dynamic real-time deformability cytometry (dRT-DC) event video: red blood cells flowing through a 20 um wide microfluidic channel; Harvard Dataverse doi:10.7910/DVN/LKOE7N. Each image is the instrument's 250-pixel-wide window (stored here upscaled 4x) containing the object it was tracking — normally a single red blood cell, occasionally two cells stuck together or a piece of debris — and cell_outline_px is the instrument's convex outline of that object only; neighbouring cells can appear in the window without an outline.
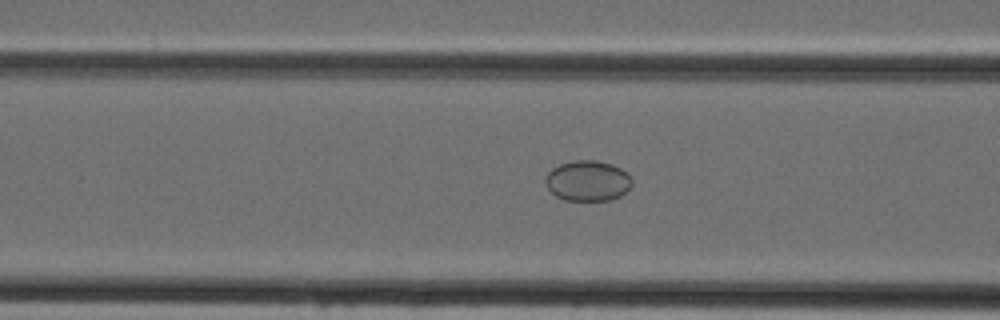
{"species": "Egyptian fruit bat (a non-hibernating species)", "species_latin": "Rousettus aegyptiacus", "temperature_condition": "cold", "stored_images_in_passage": 47, "camera_frame_rate_fps": 3000, "um_per_image_px": 0.085, "animal": {"sex": "female"}, "frame": {"image": 1, "passage_image": 19, "time_ms": 6.0, "image_size_px": [1000, 320], "cell_outline_px": [[632, 184], [620, 196], [612, 200], [564, 200], [556, 196], [548, 188], [544, 180], [548, 172], [552, 168], [560, 164], [572, 160], [596, 160], [612, 164], [620, 168], [632, 180]], "centroid_in_image_um": [49.93, 15.36], "position_along_channel_um": 116.7, "area_um2": 20.35}}
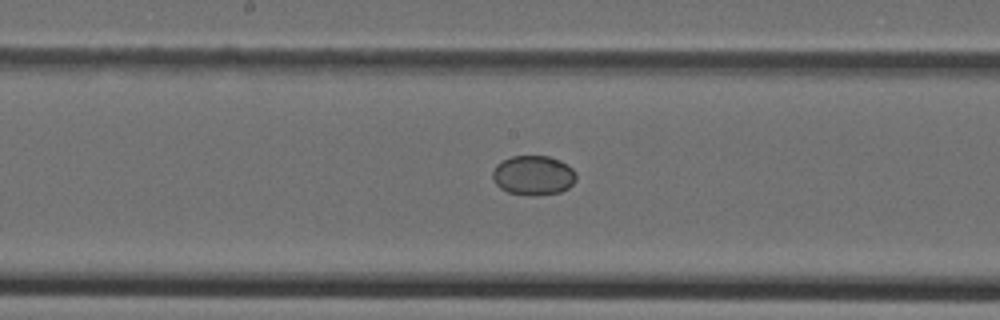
{"frame": {"image": 2, "passage_image": 25, "time_ms": 8.0, "image_size_px": [1000, 320], "cell_outline_px": [[576, 180], [568, 188], [560, 192], [536, 196], [528, 196], [508, 192], [500, 188], [492, 180], [492, 172], [496, 164], [512, 156], [548, 156], [560, 160], [568, 164], [576, 172]], "centroid_in_image_um": [45.34, 14.91], "position_along_channel_um": 202.9, "area_um2": 19.54}}
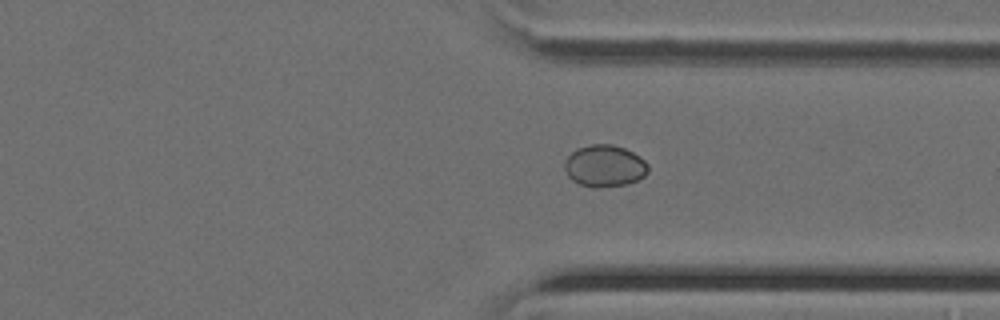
{"frame": {"image": 3, "passage_image": 36, "time_ms": 11.667, "image_size_px": [1000, 320], "cell_outline_px": [[648, 172], [644, 176], [628, 184], [600, 188], [592, 188], [580, 184], [572, 180], [568, 176], [564, 168], [564, 160], [576, 148], [592, 144], [612, 144], [624, 148], [640, 156], [648, 164]], "centroid_in_image_um": [51.38, 14.11], "position_along_channel_um": 360.0, "area_um2": 20.58}}